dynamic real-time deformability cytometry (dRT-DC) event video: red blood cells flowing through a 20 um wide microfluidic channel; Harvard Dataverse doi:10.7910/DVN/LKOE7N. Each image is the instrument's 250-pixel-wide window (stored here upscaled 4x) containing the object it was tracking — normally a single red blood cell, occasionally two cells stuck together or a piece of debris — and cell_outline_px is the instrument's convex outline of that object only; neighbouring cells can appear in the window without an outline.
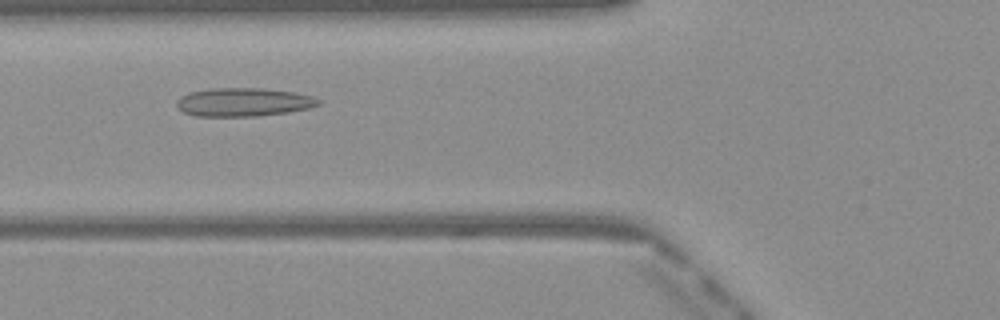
{"species": "Egyptian fruit bat (a non-hibernating species)", "species_latin": "Rousettus aegyptiacus", "temperature_condition": "warm", "stored_images_in_passage": 44, "camera_frame_rate_fps": 3000, "um_per_image_px": 0.085, "frame": {"image": 1, "passage_image": 13, "time_ms": 4.0, "image_size_px": [1000, 320], "cell_outline_px": [[320, 104], [308, 108], [288, 112], [260, 116], [196, 116], [184, 112], [176, 108], [176, 100], [180, 96], [192, 92], [208, 88], [260, 88], [292, 92], [312, 96], [320, 100]], "centroid_in_image_um": [20.65, 8.68], "position_along_channel_um": 105.1, "area_um2": 23.52}}
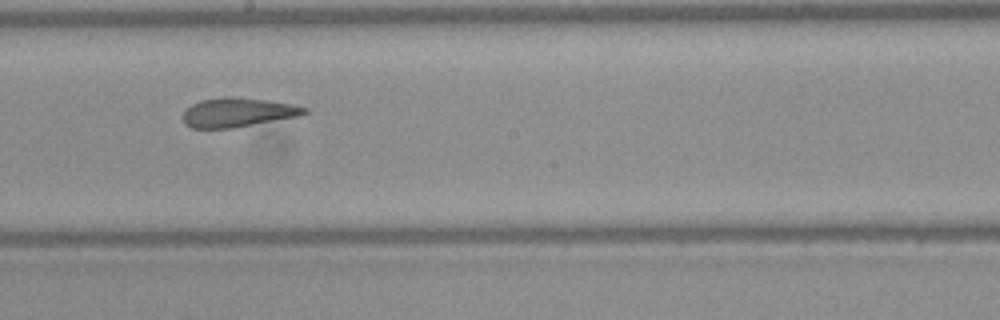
{"frame": {"image": 2, "passage_image": 22, "time_ms": 7.0, "image_size_px": [1000, 320], "cell_outline_px": [[308, 112], [300, 116], [232, 128], [192, 128], [184, 124], [184, 112], [192, 104], [200, 100], [224, 96], [240, 96], [272, 100], [296, 104], [308, 108]], "centroid_in_image_um": [20.27, 9.53], "position_along_channel_um": 227.9, "area_um2": 21.04}}
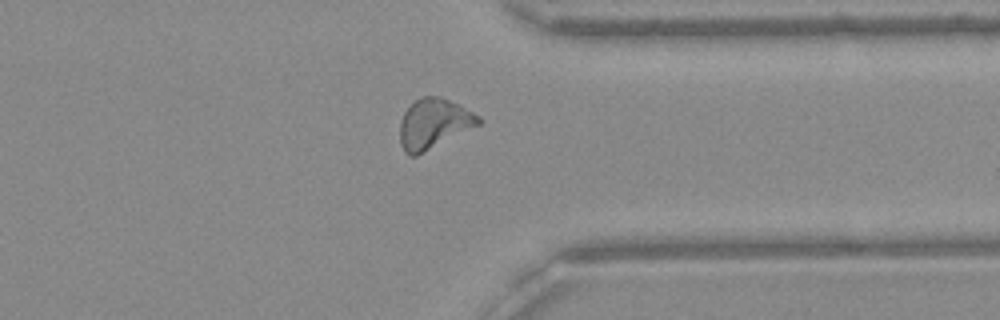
{"frame": {"image": 3, "passage_image": 33, "time_ms": 10.667, "image_size_px": [1000, 320], "cell_outline_px": [[484, 120], [480, 124], [416, 156], [408, 156], [404, 152], [400, 144], [400, 124], [404, 112], [416, 100], [424, 96], [440, 96], [480, 116]], "centroid_in_image_um": [36.85, 10.53], "position_along_channel_um": 374.5, "area_um2": 22.6}, "authors_computed_cell_mechanics": {"area_um2": 21.964, "velocity_mm_per_s": 4.091, "shape_relaxation_time_tau1_ms": null, "shape_relaxation_time_tau2_ms": 1.9058, "deformation_change_tau1": null, "deformation_change_tau2": 0.1128}}